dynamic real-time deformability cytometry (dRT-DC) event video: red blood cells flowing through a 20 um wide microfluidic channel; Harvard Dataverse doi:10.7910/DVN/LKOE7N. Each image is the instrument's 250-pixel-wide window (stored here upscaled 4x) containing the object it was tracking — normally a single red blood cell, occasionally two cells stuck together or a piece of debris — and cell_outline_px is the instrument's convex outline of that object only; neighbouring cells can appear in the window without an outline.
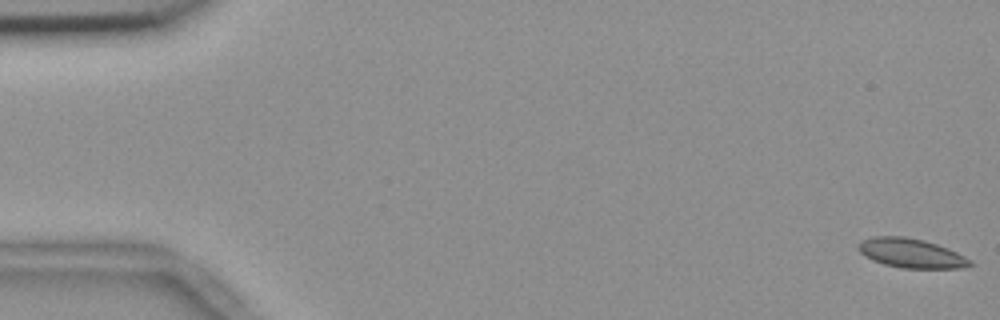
{"species": "common noctule bat (a hibernating species)", "species_latin": "Nyctalus noctula", "temperature_condition": "room temperature", "stored_images_in_passage": 56, "camera_frame_rate_fps": 3000, "um_per_image_px": 0.085, "animal": {"sex": "female", "body_mass_g": 18.4}, "frame": {"image": 1, "passage_image": 1, "time_ms": 0.0, "image_size_px": [1000, 320], "cell_outline_px": [[972, 264], [964, 268], [900, 268], [884, 264], [872, 260], [864, 256], [856, 248], [860, 240], [872, 236], [904, 236], [924, 240], [948, 248], [972, 260]], "centroid_in_image_um": [77.4, 21.51], "position_along_channel_um": 7.6, "area_um2": 19.25}}
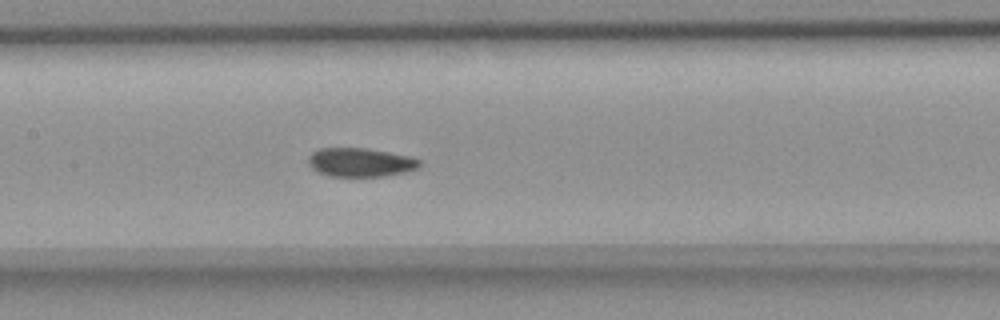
{"frame": {"image": 2, "passage_image": 27, "time_ms": 8.667, "image_size_px": [1000, 320], "cell_outline_px": [[420, 164], [416, 168], [404, 172], [384, 176], [328, 176], [312, 168], [308, 164], [308, 156], [312, 152], [320, 148], [368, 148], [408, 156], [420, 160]], "centroid_in_image_um": [30.59, 13.79], "position_along_channel_um": 176.8, "area_um2": 18.5}}
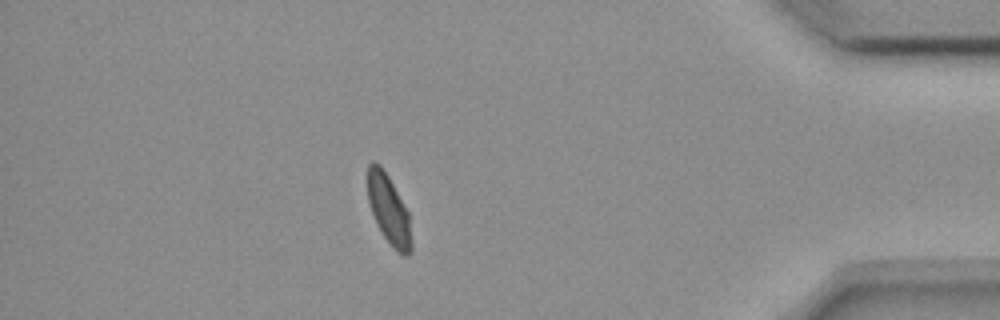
{"frame": {"image": 3, "passage_image": 49, "time_ms": 16.0, "image_size_px": [1000, 320], "cell_outline_px": [[412, 252], [408, 256], [404, 256], [392, 248], [376, 224], [368, 204], [368, 164], [372, 160], [380, 164], [388, 176], [408, 212], [412, 240]], "centroid_in_image_um": [33.05, 17.86], "position_along_channel_um": 402.2, "area_um2": 17.8}, "authors_computed_cell_mechanics": {"area_um2": 19.1029, "velocity_mm_per_s": 3.6549, "shape_relaxation_time_tau1_ms": 9.5748, "shape_relaxation_time_tau2_ms": null, "deformation_change_tau1": 0.1473, "deformation_change_tau2": null}}